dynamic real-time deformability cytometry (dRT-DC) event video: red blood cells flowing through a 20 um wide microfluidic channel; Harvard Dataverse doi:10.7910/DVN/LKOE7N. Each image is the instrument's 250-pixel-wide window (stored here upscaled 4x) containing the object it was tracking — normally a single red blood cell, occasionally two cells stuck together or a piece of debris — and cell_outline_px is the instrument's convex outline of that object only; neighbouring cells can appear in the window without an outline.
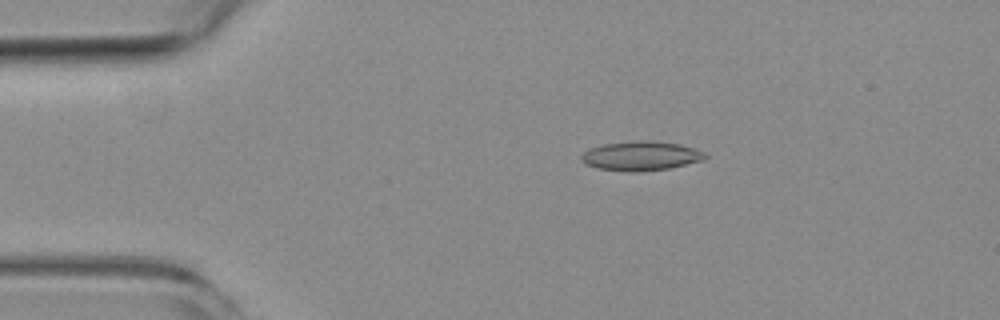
{"species": "common noctule bat (a hibernating species)", "species_latin": "Nyctalus noctula", "temperature_condition": "room temperature", "stored_images_in_passage": 6, "camera_frame_rate_fps": 3000, "um_per_image_px": 0.085, "animal": {"sex": "female", "body_mass_g": 19.3, "forearm_length_mm": 54.1}, "frame": {"image": 1, "passage_image": 3, "time_ms": 2.333, "image_size_px": [1000, 320], "cell_outline_px": [[708, 156], [704, 160], [668, 168], [640, 172], [632, 172], [596, 168], [584, 164], [580, 160], [580, 156], [588, 148], [604, 144], [636, 140], [652, 140], [680, 144], [704, 152]], "centroid_in_image_um": [54.44, 13.25], "position_along_channel_um": 30.6, "area_um2": 21.33}}
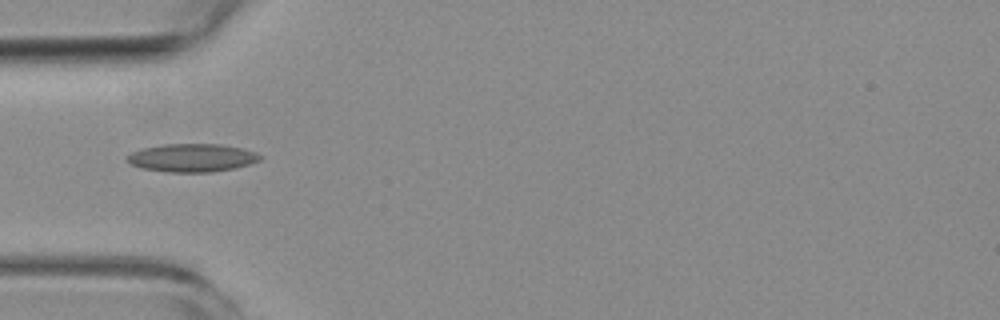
{"frame": {"image": 2, "passage_image": 5, "time_ms": 4.667, "image_size_px": [1000, 320], "cell_outline_px": [[264, 156], [260, 160], [236, 168], [212, 172], [168, 172], [140, 168], [132, 164], [128, 160], [128, 156], [132, 152], [144, 148], [164, 144], [220, 144], [240, 148], [256, 152]], "centroid_in_image_um": [16.36, 13.42], "position_along_channel_um": 68.6, "area_um2": 21.68}}
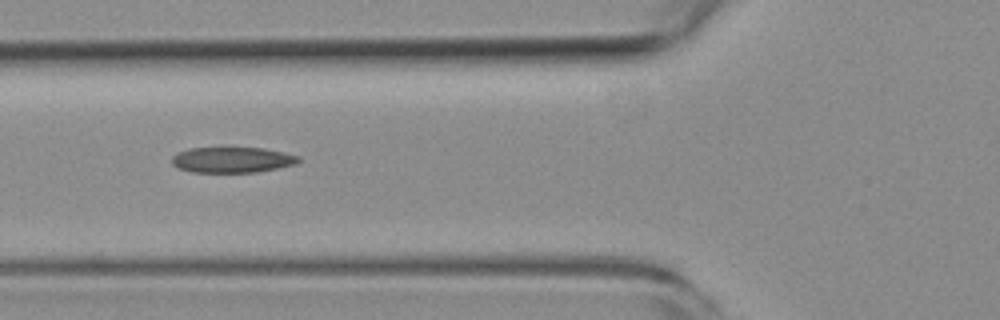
{"frame": {"image": 3, "passage_image": 6, "time_ms": 5.667, "image_size_px": [1000, 320], "cell_outline_px": [[300, 160], [296, 164], [260, 172], [192, 172], [176, 168], [172, 164], [172, 156], [176, 152], [188, 148], [224, 144], [228, 144], [264, 148], [284, 152], [300, 156]], "centroid_in_image_um": [19.7, 13.52], "position_along_channel_um": 106.1, "area_um2": 20.29}}